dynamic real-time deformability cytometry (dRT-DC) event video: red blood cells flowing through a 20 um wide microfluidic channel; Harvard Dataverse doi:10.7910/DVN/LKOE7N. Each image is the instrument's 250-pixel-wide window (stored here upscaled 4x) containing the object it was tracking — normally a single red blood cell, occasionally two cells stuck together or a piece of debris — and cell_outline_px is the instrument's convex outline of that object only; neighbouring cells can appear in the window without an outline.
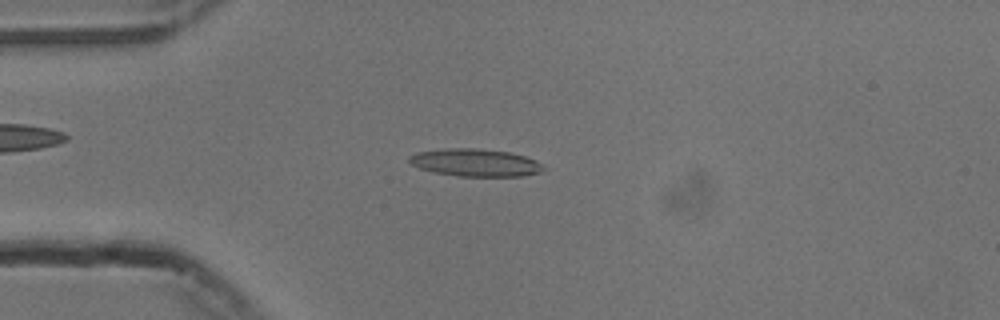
{"species": "common noctule bat (a hibernating species)", "species_latin": "Nyctalus noctula", "temperature_condition": "cold", "stored_images_in_passage": 53, "camera_frame_rate_fps": 3000, "um_per_image_px": 0.085, "animal": {"sex": "male", "body_mass_g": 13.3}, "frame": {"image": 1, "passage_image": 13, "time_ms": 4.0, "image_size_px": [1000, 320], "cell_outline_px": [[548, 168], [540, 172], [524, 176], [456, 176], [436, 172], [420, 168], [412, 164], [408, 160], [408, 156], [416, 152], [448, 148], [476, 148], [508, 152], [524, 156], [536, 160]], "centroid_in_image_um": [40.43, 13.82], "position_along_channel_um": 44.6, "area_um2": 21.56}}
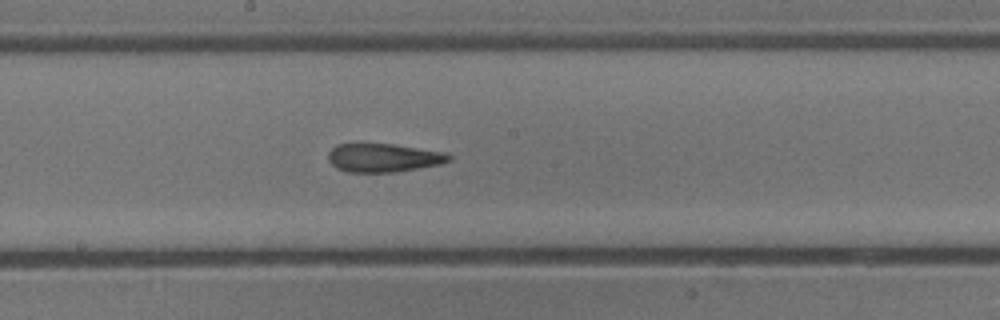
{"frame": {"image": 2, "passage_image": 28, "time_ms": 9.0, "image_size_px": [1000, 320], "cell_outline_px": [[452, 160], [440, 164], [396, 172], [348, 172], [336, 168], [328, 160], [328, 152], [336, 144], [396, 144], [444, 152], [452, 156]], "centroid_in_image_um": [32.6, 13.41], "position_along_channel_um": 215.6, "area_um2": 20.11}}
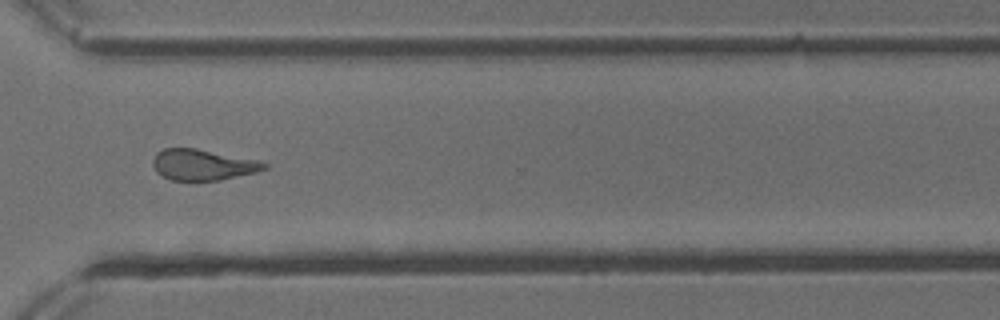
{"frame": {"image": 3, "passage_image": 39, "time_ms": 12.667, "image_size_px": [1000, 320], "cell_outline_px": [[268, 168], [256, 172], [220, 180], [172, 180], [156, 172], [152, 164], [152, 160], [156, 152], [164, 148], [196, 148], [256, 160], [268, 164]], "centroid_in_image_um": [17.21, 14.0], "position_along_channel_um": 353.4, "area_um2": 19.94}, "authors_computed_cell_mechanics": {"area_um2": 20.4034, "velocity_mm_per_s": 3.7722, "shape_relaxation_time_tau1_ms": 9.8549, "shape_relaxation_time_tau2_ms": 2.6564, "deformation_change_tau1": 0.2351, "deformation_change_tau2": 0.1236}}